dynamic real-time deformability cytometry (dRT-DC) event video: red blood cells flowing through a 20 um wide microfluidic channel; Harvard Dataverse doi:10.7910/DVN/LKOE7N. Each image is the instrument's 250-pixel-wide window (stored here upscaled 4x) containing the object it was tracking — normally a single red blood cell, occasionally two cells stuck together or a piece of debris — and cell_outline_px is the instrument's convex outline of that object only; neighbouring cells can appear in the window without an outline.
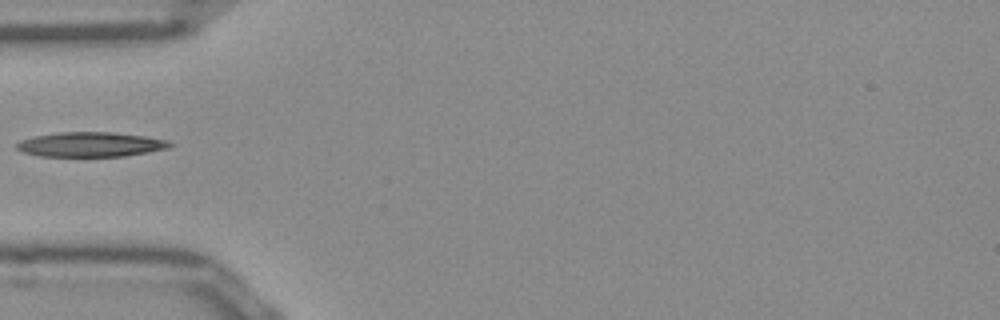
{"species": "Egyptian fruit bat (a non-hibernating species)", "species_latin": "Rousettus aegyptiacus", "temperature_condition": "room temperature", "stored_images_in_passage": 9, "camera_frame_rate_fps": 3000, "um_per_image_px": 0.085, "frame": {"image": 1, "passage_image": 1, "time_ms": 0.0, "image_size_px": [1000, 320], "cell_outline_px": [[176, 144], [168, 148], [148, 152], [124, 156], [40, 156], [24, 152], [16, 148], [16, 144], [20, 140], [32, 136], [60, 132], [112, 132], [144, 136], [168, 140]], "centroid_in_image_um": [7.71, 12.27], "position_along_channel_um": 77.3, "area_um2": 22.08}}
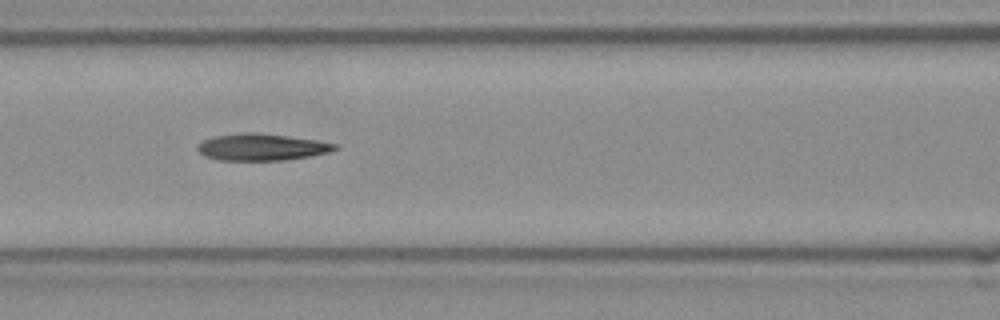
{"frame": {"image": 2, "passage_image": 6, "time_ms": 1.667, "image_size_px": [1000, 320], "cell_outline_px": [[340, 148], [328, 152], [312, 156], [284, 160], [216, 160], [200, 152], [196, 148], [196, 144], [204, 140], [216, 136], [244, 132], [252, 132], [288, 136], [316, 140], [336, 144]], "centroid_in_image_um": [22.25, 12.5], "position_along_channel_um": 144.3, "area_um2": 21.33}}